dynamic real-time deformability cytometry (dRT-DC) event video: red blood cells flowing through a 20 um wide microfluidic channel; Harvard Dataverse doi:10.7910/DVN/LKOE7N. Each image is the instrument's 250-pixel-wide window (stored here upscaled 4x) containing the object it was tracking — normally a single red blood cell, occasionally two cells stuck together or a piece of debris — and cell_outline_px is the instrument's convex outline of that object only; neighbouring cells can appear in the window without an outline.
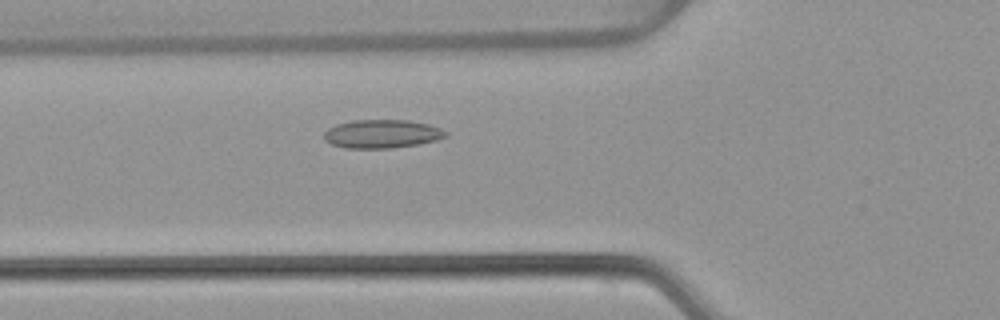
{"species": "common noctule bat (a hibernating species)", "species_latin": "Nyctalus noctula", "temperature_condition": "warm", "stored_images_in_passage": 48, "camera_frame_rate_fps": 3000, "um_per_image_px": 0.085, "animal": {"sex": "female", "body_mass_g": 22.7, "forearm_length_mm": 54.2}, "frame": {"image": 1, "passage_image": 14, "time_ms": 4.333, "image_size_px": [1000, 320], "cell_outline_px": [[448, 136], [436, 140], [420, 144], [392, 148], [344, 148], [332, 144], [324, 140], [324, 132], [328, 128], [336, 124], [352, 120], [408, 120], [428, 124], [440, 128], [448, 132]], "centroid_in_image_um": [32.47, 11.38], "position_along_channel_um": 93.3, "area_um2": 20.35}}
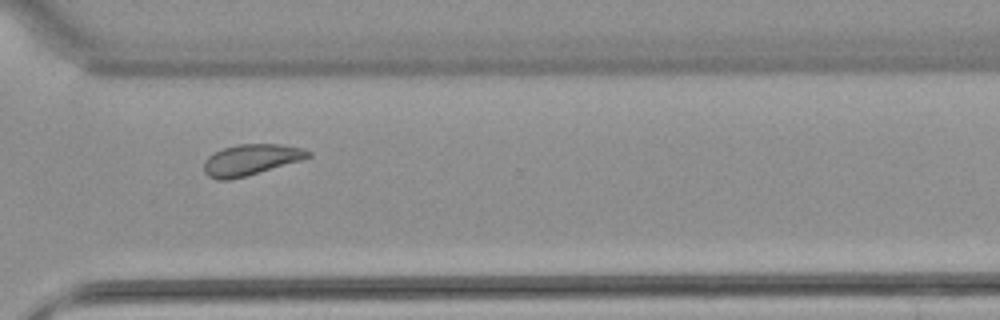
{"frame": {"image": 2, "passage_image": 34, "time_ms": 11.0, "image_size_px": [1000, 320], "cell_outline_px": [[312, 156], [300, 160], [232, 180], [216, 180], [208, 176], [204, 172], [204, 160], [208, 156], [224, 148], [236, 144], [280, 144], [304, 148], [312, 152]], "centroid_in_image_um": [21.31, 13.58], "position_along_channel_um": 349.3, "area_um2": 18.79}}
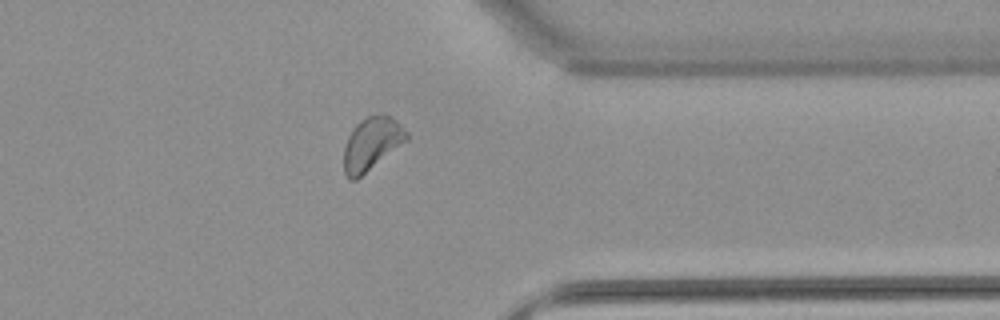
{"frame": {"image": 3, "passage_image": 37, "time_ms": 12.0, "image_size_px": [1000, 320], "cell_outline_px": [[408, 140], [356, 180], [348, 180], [344, 172], [344, 148], [348, 136], [352, 128], [360, 120], [368, 116], [384, 112], [392, 116], [408, 132]], "centroid_in_image_um": [31.6, 12.19], "position_along_channel_um": 379.8, "area_um2": 19.59}, "authors_computed_cell_mechanics": {"area_um2": 19.4786, "velocity_mm_per_s": 3.8401, "shape_relaxation_time_tau1_ms": null, "shape_relaxation_time_tau2_ms": 3.0328, "deformation_change_tau1": null, "deformation_change_tau2": 0.0825}}